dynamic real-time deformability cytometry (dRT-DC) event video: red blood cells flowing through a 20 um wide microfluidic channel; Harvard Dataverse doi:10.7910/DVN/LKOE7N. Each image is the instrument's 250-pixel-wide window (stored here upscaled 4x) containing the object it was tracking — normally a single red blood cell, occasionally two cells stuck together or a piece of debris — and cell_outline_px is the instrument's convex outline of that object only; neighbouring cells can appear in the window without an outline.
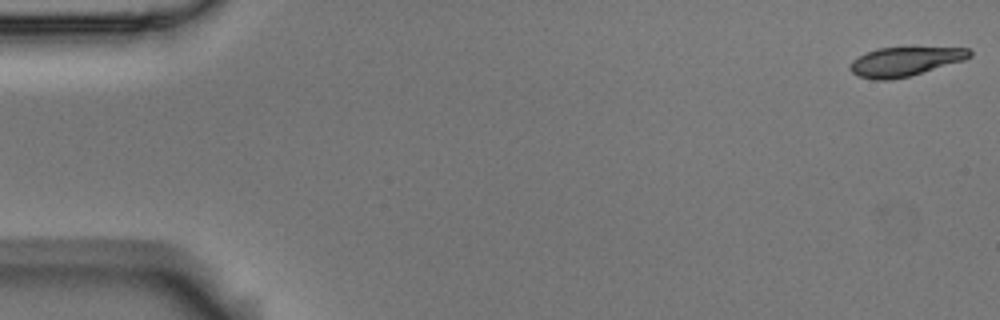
{"species": "Egyptian fruit bat (a non-hibernating species)", "species_latin": "Rousettus aegyptiacus", "temperature_condition": "room temperature", "stored_images_in_passage": 6, "camera_frame_rate_fps": 3000, "um_per_image_px": 0.085, "animal": {"sex": "male"}, "frame": {"image": 1, "passage_image": 1, "time_ms": 0.0, "image_size_px": [1000, 320], "cell_outline_px": [[972, 56], [964, 60], [908, 76], [892, 80], [876, 80], [860, 76], [852, 72], [848, 68], [852, 60], [876, 48], [968, 48], [972, 52]], "centroid_in_image_um": [76.9, 5.23], "position_along_channel_um": 8.1, "area_um2": 19.88}}
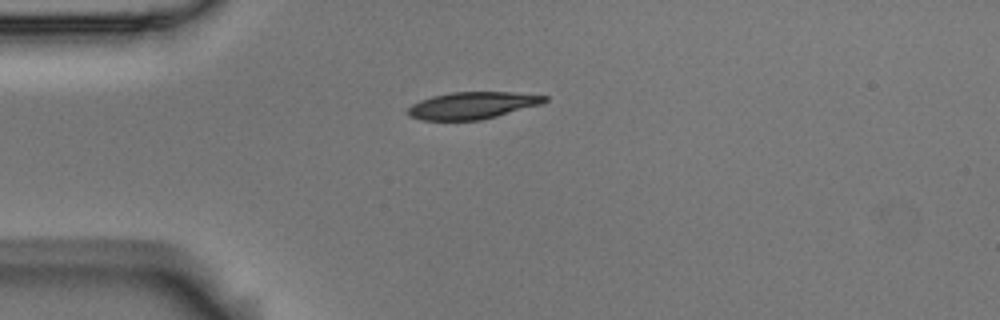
{"frame": {"image": 2, "passage_image": 5, "time_ms": 1.333, "image_size_px": [1000, 320], "cell_outline_px": [[548, 100], [540, 104], [496, 116], [480, 120], [420, 120], [408, 116], [408, 108], [412, 104], [420, 100], [432, 96], [452, 92], [512, 92], [548, 96]], "centroid_in_image_um": [40.12, 8.96], "position_along_channel_um": 44.9, "area_um2": 21.39}}